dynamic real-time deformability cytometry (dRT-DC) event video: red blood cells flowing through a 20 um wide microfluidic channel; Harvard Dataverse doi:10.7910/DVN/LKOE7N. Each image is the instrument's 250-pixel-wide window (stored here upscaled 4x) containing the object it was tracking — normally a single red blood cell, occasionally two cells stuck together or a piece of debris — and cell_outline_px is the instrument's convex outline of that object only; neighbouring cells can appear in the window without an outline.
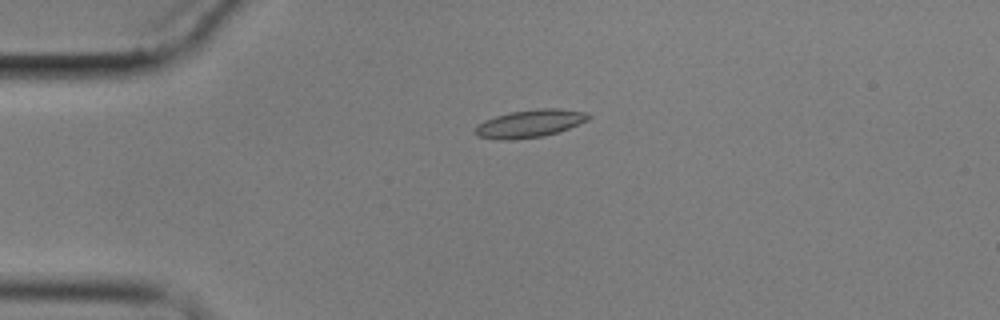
{"species": "common noctule bat (a hibernating species)", "species_latin": "Nyctalus noctula", "temperature_condition": "cold", "stored_images_in_passage": 5, "camera_frame_rate_fps": 3000, "um_per_image_px": 0.085, "animal": {"sex": "male", "body_mass_g": 17.9}, "frame": {"image": 1, "passage_image": 4, "time_ms": 3.667, "image_size_px": [1000, 320], "cell_outline_px": [[592, 116], [588, 120], [568, 128], [544, 136], [512, 140], [500, 140], [476, 136], [472, 132], [476, 124], [484, 120], [508, 112], [540, 108], [560, 108], [588, 112]], "centroid_in_image_um": [44.99, 10.5], "position_along_channel_um": 40.0, "area_um2": 18.61}}